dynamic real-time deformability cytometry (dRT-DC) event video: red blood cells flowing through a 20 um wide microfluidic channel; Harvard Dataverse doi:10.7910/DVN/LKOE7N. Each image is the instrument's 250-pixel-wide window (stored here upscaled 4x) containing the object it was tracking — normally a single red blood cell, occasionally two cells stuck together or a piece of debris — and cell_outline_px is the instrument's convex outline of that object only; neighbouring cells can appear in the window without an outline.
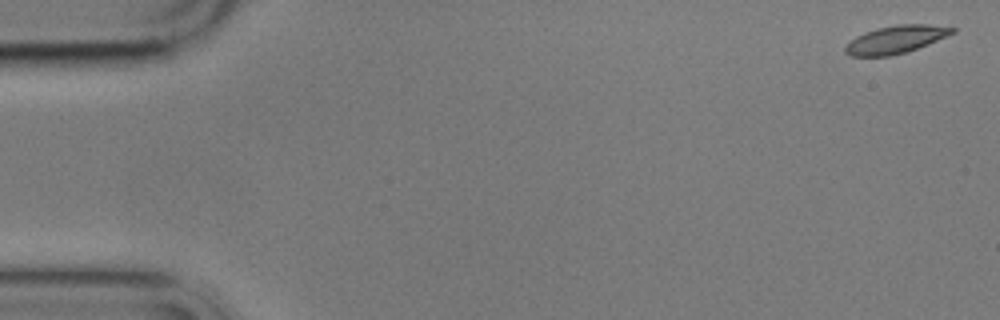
{"species": "common noctule bat (a hibernating species)", "species_latin": "Nyctalus noctula", "temperature_condition": "cold", "stored_images_in_passage": 5, "camera_frame_rate_fps": 3000, "um_per_image_px": 0.085, "animal": {"sex": "male", "body_mass_g": 17.9}, "frame": {"image": 1, "passage_image": 1, "time_ms": 0.0, "image_size_px": [1000, 320], "cell_outline_px": [[956, 32], [928, 44], [904, 52], [888, 56], [852, 56], [844, 52], [844, 48], [856, 36], [864, 32], [896, 24], [928, 24], [956, 28]], "centroid_in_image_um": [76.15, 3.35], "position_along_channel_um": 8.8, "area_um2": 17.05}}
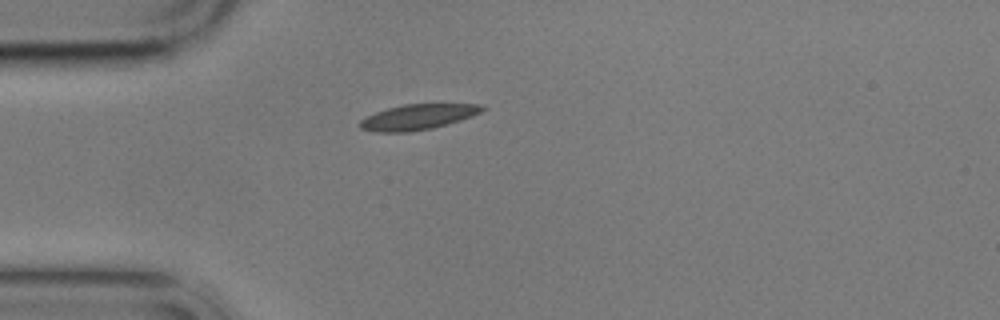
{"frame": {"image": 2, "passage_image": 5, "time_ms": 4.667, "image_size_px": [1000, 320], "cell_outline_px": [[488, 108], [472, 116], [448, 124], [432, 128], [408, 132], [376, 132], [360, 128], [356, 124], [360, 120], [376, 112], [388, 108], [404, 104], [484, 104]], "centroid_in_image_um": [35.53, 9.94], "position_along_channel_um": 49.5, "area_um2": 18.15}}